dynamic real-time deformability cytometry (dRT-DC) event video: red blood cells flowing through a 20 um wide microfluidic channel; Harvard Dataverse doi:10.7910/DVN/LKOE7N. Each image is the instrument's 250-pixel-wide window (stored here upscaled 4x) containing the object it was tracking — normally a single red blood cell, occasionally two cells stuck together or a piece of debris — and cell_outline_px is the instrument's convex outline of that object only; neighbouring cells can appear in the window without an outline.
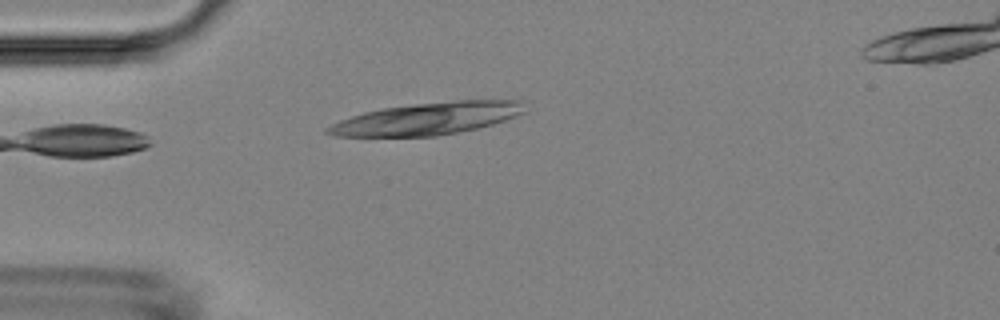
{"species": "Egyptian fruit bat (a non-hibernating species)", "species_latin": "Rousettus aegyptiacus", "temperature_condition": "room temperature", "stored_images_in_passage": 1, "camera_frame_rate_fps": 3000, "um_per_image_px": 0.085, "animal": {"sex": "female"}, "frame": {"image": 1, "passage_image": 1, "time_ms": 0.0, "image_size_px": [1000, 320], "cell_outline_px": [[528, 112], [492, 124], [476, 128], [436, 136], [332, 136], [324, 132], [324, 128], [340, 120], [364, 112], [384, 108], [412, 104], [456, 100], [524, 100]], "centroid_in_image_um": [36.35, 10.07], "position_along_channel_um": 48.6, "area_um2": 36.93}}